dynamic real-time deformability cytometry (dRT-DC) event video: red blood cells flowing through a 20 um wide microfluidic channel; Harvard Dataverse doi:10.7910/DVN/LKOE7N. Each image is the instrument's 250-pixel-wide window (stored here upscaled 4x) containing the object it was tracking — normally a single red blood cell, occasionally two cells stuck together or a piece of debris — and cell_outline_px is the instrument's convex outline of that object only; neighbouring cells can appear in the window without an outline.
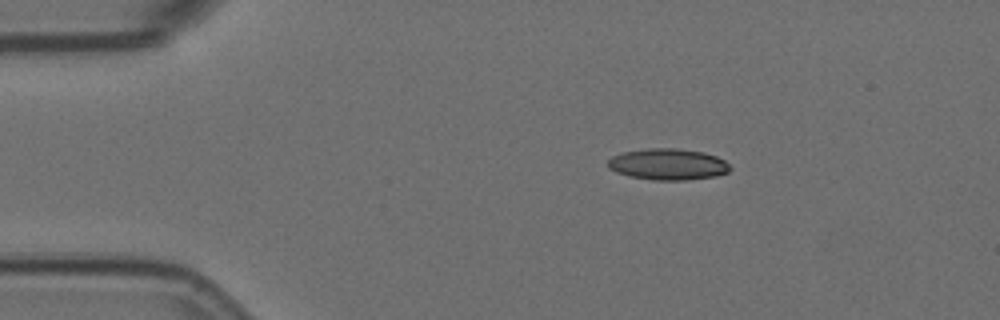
{"species": "Egyptian fruit bat (a non-hibernating species)", "species_latin": "Rousettus aegyptiacus", "temperature_condition": "room temperature", "stored_images_in_passage": 3, "camera_frame_rate_fps": 3000, "um_per_image_px": 0.085, "animal": {"sex": "female"}, "frame": {"image": 1, "passage_image": 3, "time_ms": 0.667, "image_size_px": [1000, 320], "cell_outline_px": [[732, 168], [728, 172], [716, 176], [684, 180], [652, 180], [628, 176], [616, 172], [608, 168], [608, 160], [612, 156], [620, 152], [648, 148], [680, 148], [704, 152], [716, 156], [724, 160]], "centroid_in_image_um": [56.76, 13.96], "position_along_channel_um": 28.2, "area_um2": 22.54}}